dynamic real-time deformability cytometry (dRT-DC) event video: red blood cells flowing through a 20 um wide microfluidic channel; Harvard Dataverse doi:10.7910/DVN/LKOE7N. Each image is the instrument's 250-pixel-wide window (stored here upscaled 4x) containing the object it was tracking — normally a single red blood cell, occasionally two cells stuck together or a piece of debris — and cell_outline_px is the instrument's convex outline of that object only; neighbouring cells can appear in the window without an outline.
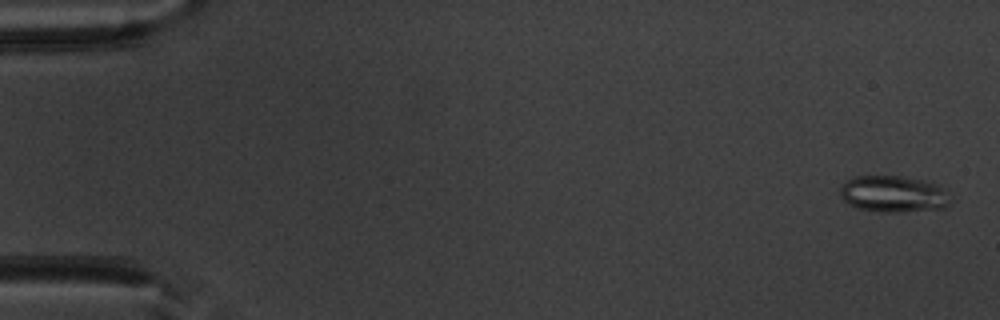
{"species": "common noctule bat (a hibernating species)", "species_latin": "Nyctalus noctula", "temperature_condition": "warm", "stored_images_in_passage": 51, "camera_frame_rate_fps": 3000, "um_per_image_px": 0.085, "animal": {"sex": "male", "body_mass_g": 20.1, "forearm_length_mm": 53.5}, "frame": {"image": 1, "passage_image": 1, "time_ms": 0.0, "image_size_px": [1000, 320], "cell_outline_px": [[956, 200], [944, 208], [900, 212], [884, 212], [856, 208], [848, 204], [840, 196], [840, 188], [848, 180], [856, 176], [900, 176], [932, 180], [944, 188]], "centroid_in_image_um": [76.05, 16.49], "position_along_channel_um": 9.0, "area_um2": 24.1}}
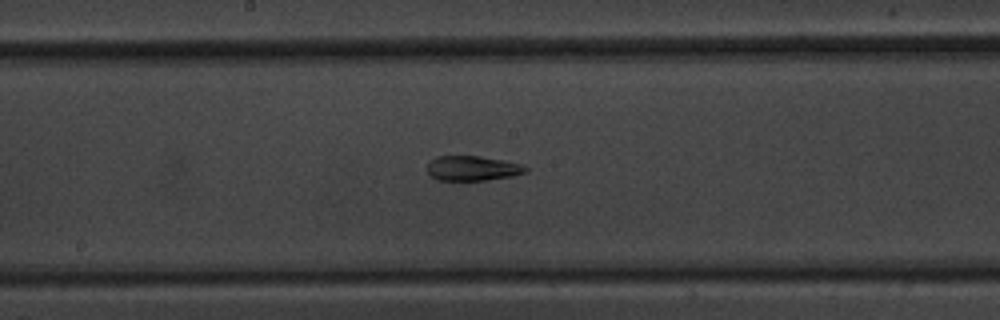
{"frame": {"image": 2, "passage_image": 27, "time_ms": 8.667, "image_size_px": [1000, 320], "cell_outline_px": [[528, 172], [512, 176], [488, 180], [436, 180], [428, 172], [428, 160], [436, 156], [480, 156], [520, 164], [528, 168]], "centroid_in_image_um": [40.14, 14.3], "position_along_channel_um": 208.1, "area_um2": 14.22}}
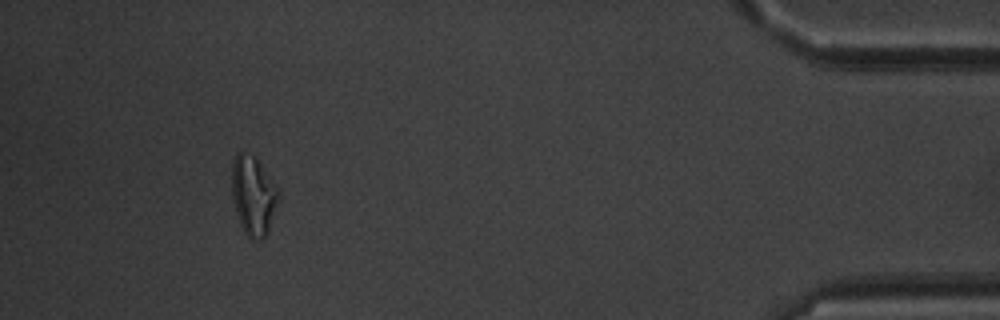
{"frame": {"image": 3, "passage_image": 47, "time_ms": 15.333, "image_size_px": [1000, 320], "cell_outline_px": [[280, 200], [268, 232], [260, 240], [252, 240], [244, 232], [240, 224], [232, 196], [232, 164], [236, 152], [240, 148], [244, 148], [256, 156], [280, 188]], "centroid_in_image_um": [21.56, 16.53], "position_along_channel_um": 413.6, "area_um2": 22.43}, "authors_computed_cell_mechanics": {"area_um2": 17.8602, "velocity_mm_per_s": 3.9726, "shape_relaxation_time_tau1_ms": null, "shape_relaxation_time_tau2_ms": 5.7319, "deformation_change_tau1": null, "deformation_change_tau2": 0.1444}}